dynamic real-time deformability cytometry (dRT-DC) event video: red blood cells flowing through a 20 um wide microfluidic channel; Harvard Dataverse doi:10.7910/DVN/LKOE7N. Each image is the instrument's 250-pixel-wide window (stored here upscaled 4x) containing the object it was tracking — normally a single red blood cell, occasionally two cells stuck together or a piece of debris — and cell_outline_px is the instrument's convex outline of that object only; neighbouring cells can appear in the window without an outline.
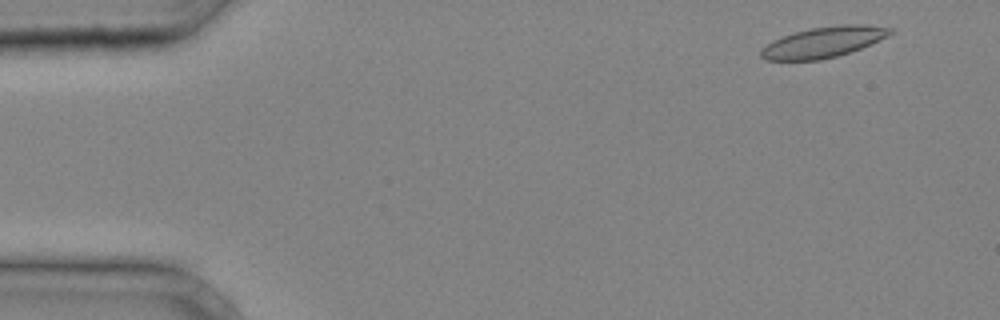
{"species": "common noctule bat (a hibernating species)", "species_latin": "Nyctalus noctula", "temperature_condition": "cold", "stored_images_in_passage": 33, "camera_frame_rate_fps": 3000, "um_per_image_px": 0.085, "animal": {"sex": "male", "body_mass_g": 20.4}, "frame": {"image": 1, "passage_image": 2, "time_ms": 0.333, "image_size_px": [1000, 320], "cell_outline_px": [[896, 32], [888, 36], [860, 48], [836, 56], [820, 60], [764, 60], [760, 56], [760, 52], [772, 40], [796, 32], [812, 28], [840, 24], [864, 24], [892, 28]], "centroid_in_image_um": [70.02, 3.57], "position_along_channel_um": 15.0, "area_um2": 22.89}}
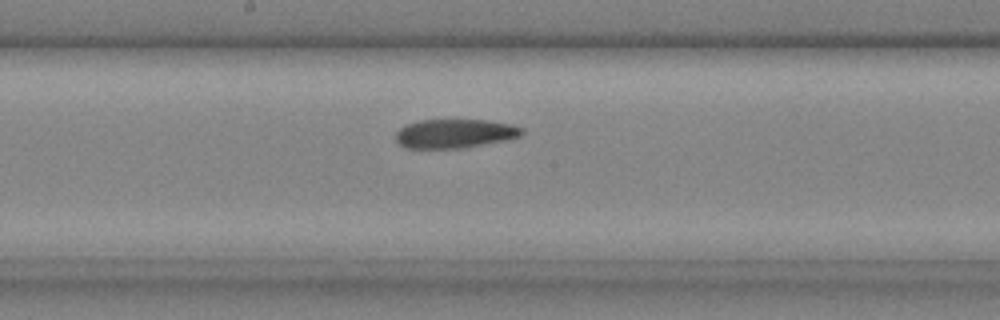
{"frame": {"image": 2, "passage_image": 20, "time_ms": 6.333, "image_size_px": [1000, 320], "cell_outline_px": [[524, 136], [508, 140], [464, 148], [404, 148], [396, 144], [396, 132], [404, 124], [420, 120], [484, 120], [516, 124], [524, 128]], "centroid_in_image_um": [38.7, 11.35], "position_along_channel_um": 209.5, "area_um2": 21.85}}
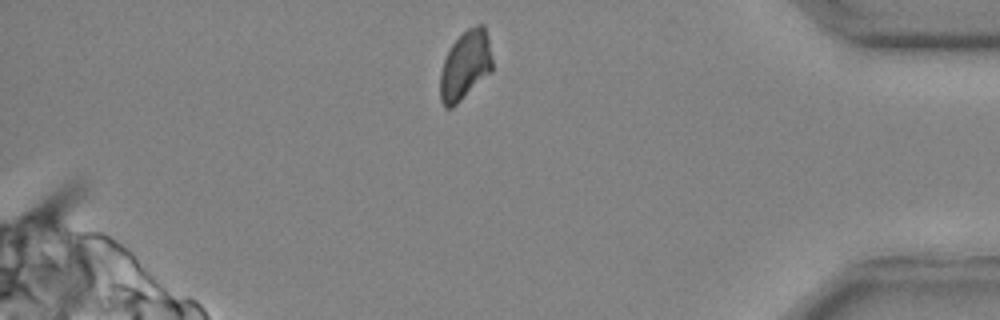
{"frame": {"image": 3, "passage_image": 33, "time_ms": 10.667, "image_size_px": [1000, 320], "cell_outline_px": [[492, 72], [452, 108], [444, 108], [440, 100], [440, 72], [444, 60], [452, 44], [468, 28], [476, 24], [484, 24], [488, 36], [492, 60]], "centroid_in_image_um": [39.55, 5.57], "position_along_channel_um": 395.6, "area_um2": 21.04}}